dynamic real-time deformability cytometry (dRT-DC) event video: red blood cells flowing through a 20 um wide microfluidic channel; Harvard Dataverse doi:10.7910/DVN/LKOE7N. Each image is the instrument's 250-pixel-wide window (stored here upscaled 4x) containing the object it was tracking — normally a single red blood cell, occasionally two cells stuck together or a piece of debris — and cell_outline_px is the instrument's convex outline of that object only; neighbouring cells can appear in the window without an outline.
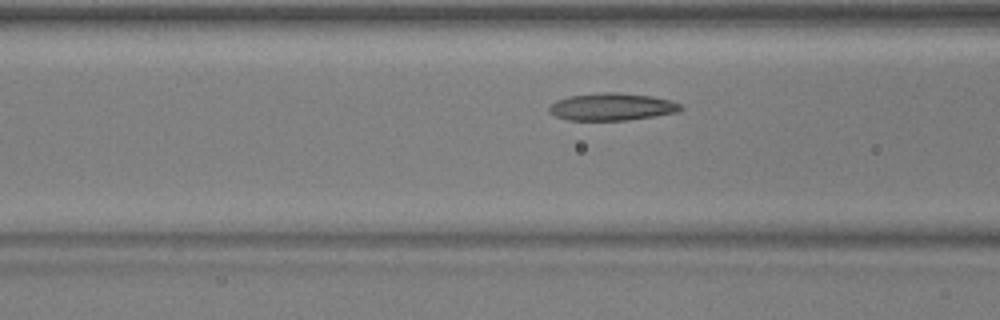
{"species": "common noctule bat (a hibernating species)", "species_latin": "Nyctalus noctula", "temperature_condition": "warm", "stored_images_in_passage": 9, "camera_frame_rate_fps": 3000, "um_per_image_px": 0.085, "animal": {"sex": "male", "body_mass_g": 17.9, "forearm_length_mm": 54.2}, "frame": {"image": 1, "passage_image": 7, "time_ms": 2.0, "image_size_px": [1000, 320], "cell_outline_px": [[684, 108], [676, 112], [656, 116], [628, 120], [568, 120], [556, 116], [548, 112], [548, 104], [556, 100], [568, 96], [604, 92], [616, 92], [652, 96], [668, 100], [680, 104]], "centroid_in_image_um": [51.96, 9.08], "position_along_channel_um": 114.6, "area_um2": 21.04}}